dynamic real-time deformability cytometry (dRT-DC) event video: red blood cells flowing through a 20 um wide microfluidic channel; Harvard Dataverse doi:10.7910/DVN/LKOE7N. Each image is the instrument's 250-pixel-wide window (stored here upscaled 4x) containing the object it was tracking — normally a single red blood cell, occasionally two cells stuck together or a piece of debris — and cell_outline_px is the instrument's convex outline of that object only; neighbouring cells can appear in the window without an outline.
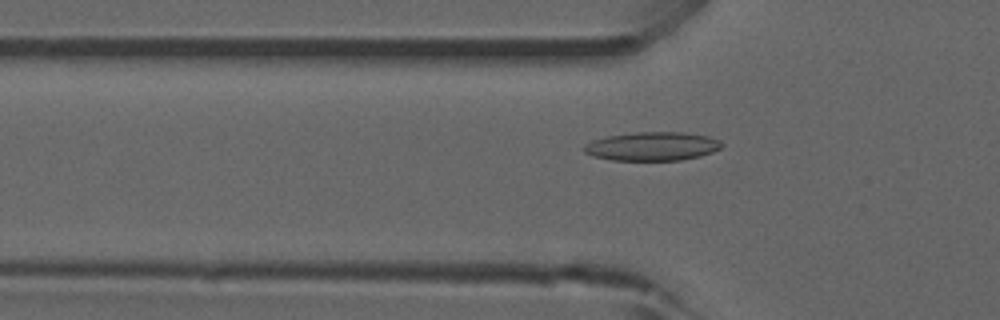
{"species": "common noctule bat (a hibernating species)", "species_latin": "Nyctalus noctula", "temperature_condition": "room temperature", "stored_images_in_passage": 52, "camera_frame_rate_fps": 3000, "um_per_image_px": 0.085, "animal": {"sex": "male", "forearm_length_mm": 52.5}, "frame": {"image": 1, "passage_image": 17, "time_ms": 5.333, "image_size_px": [1000, 320], "cell_outline_px": [[724, 144], [720, 148], [712, 152], [700, 156], [680, 160], [612, 160], [592, 156], [584, 152], [584, 144], [592, 140], [608, 136], [636, 132], [684, 132], [708, 136], [720, 140]], "centroid_in_image_um": [55.45, 12.43], "position_along_channel_um": 70.4, "area_um2": 23.06}}
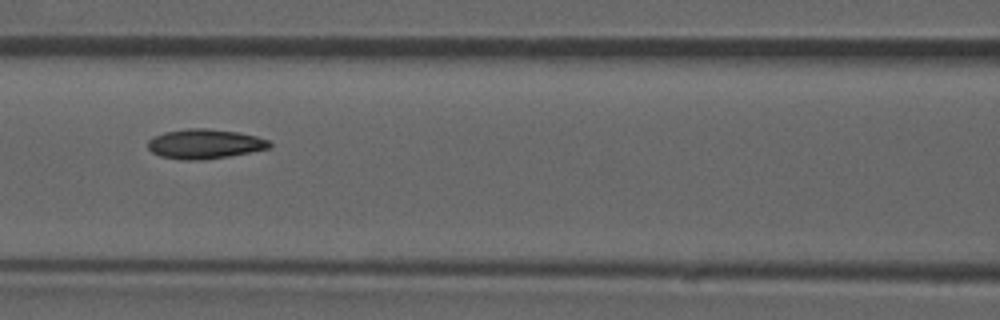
{"frame": {"image": 2, "passage_image": 23, "time_ms": 7.333, "image_size_px": [1000, 320], "cell_outline_px": [[272, 144], [268, 148], [228, 156], [204, 160], [180, 160], [160, 156], [152, 152], [148, 148], [148, 140], [152, 136], [164, 132], [188, 128], [204, 128], [236, 132], [256, 136], [268, 140]], "centroid_in_image_um": [17.34, 12.23], "position_along_channel_um": 149.3, "area_um2": 20.92}}
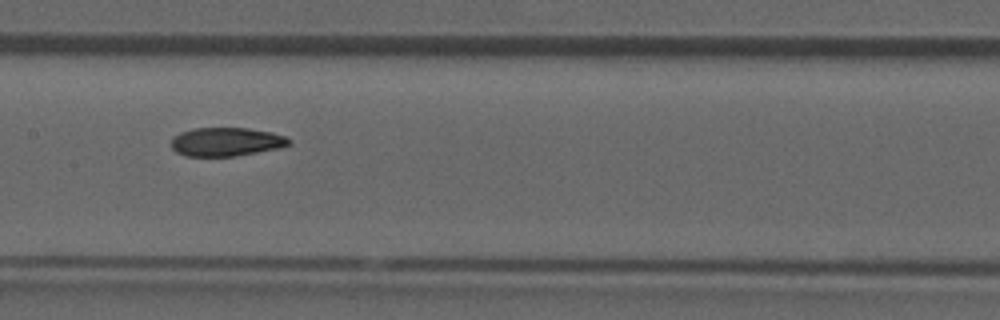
{"frame": {"image": 3, "passage_image": 26, "time_ms": 8.333, "image_size_px": [1000, 320], "cell_outline_px": [[292, 144], [280, 148], [236, 156], [184, 156], [176, 152], [172, 148], [172, 136], [180, 132], [192, 128], [248, 128], [272, 132], [284, 136], [292, 140]], "centroid_in_image_um": [19.24, 12.05], "position_along_channel_um": 188.2, "area_um2": 19.88}, "authors_computed_cell_mechanics": {"area_um2": 20.7213, "velocity_mm_per_s": 3.92, "shape_relaxation_time_tau1_ms": 9.8664, "shape_relaxation_time_tau2_ms": 2.5777, "deformation_change_tau1": 0.2178, "deformation_change_tau2": 0.0762}}